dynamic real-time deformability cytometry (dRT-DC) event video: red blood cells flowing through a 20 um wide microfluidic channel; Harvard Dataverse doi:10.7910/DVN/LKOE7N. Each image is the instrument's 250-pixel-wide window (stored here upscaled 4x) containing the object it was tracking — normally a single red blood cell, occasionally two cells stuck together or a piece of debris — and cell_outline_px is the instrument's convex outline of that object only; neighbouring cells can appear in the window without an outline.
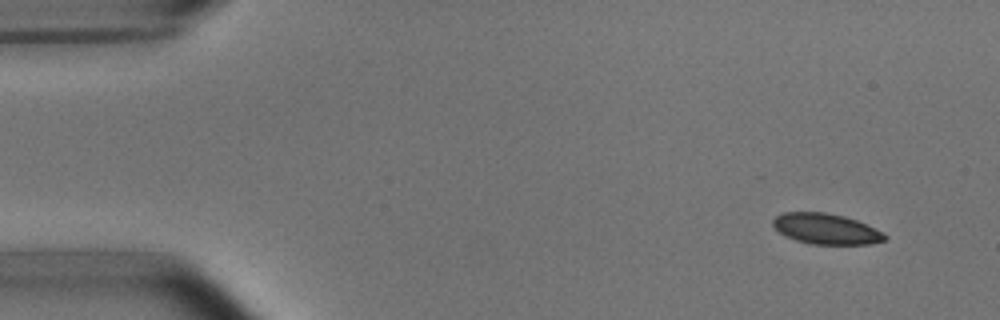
{"species": "common noctule bat (a hibernating species)", "species_latin": "Nyctalus noctula", "temperature_condition": "room temperature", "stored_images_in_passage": 5, "segment_of_instrument_passage": [2, 2], "camera_frame_rate_fps": 3000, "um_per_image_px": 0.085, "animal": {"sex": "male", "body_mass_g": 15.6}, "frame": {"image": 1, "passage_image": 5, "time_ms": 5.333, "image_size_px": [1000, 320], "cell_outline_px": [[888, 240], [872, 244], [812, 244], [796, 240], [784, 236], [772, 224], [772, 220], [776, 216], [784, 212], [824, 212], [844, 216], [856, 220], [884, 232], [888, 236]], "centroid_in_image_um": [70.24, 19.46], "position_along_channel_um": 14.8, "area_um2": 20.06}}